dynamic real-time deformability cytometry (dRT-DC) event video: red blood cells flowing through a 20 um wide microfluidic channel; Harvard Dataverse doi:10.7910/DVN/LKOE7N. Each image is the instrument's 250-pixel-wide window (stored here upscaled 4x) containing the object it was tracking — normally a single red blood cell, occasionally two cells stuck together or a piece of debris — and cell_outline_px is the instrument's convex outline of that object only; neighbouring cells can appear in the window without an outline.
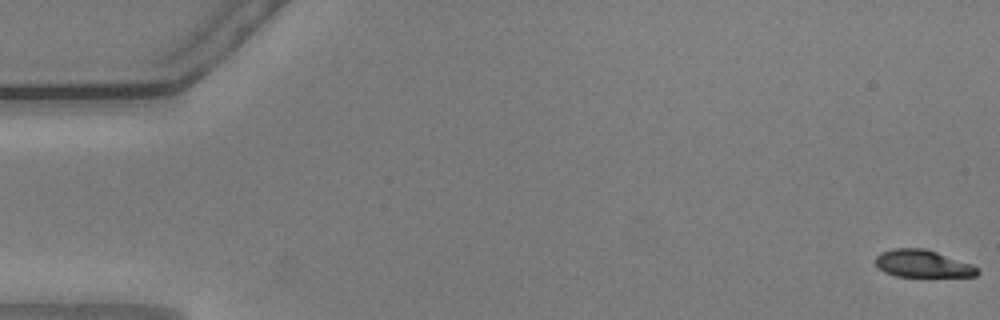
{"species": "common noctule bat (a hibernating species)", "species_latin": "Nyctalus noctula", "temperature_condition": "warm", "stored_images_in_passage": 57, "camera_frame_rate_fps": 3000, "um_per_image_px": 0.085, "animal": {"sex": "male", "body_mass_g": 20.5, "forearm_length_mm": 52.5}, "frame": {"image": 1, "passage_image": 1, "time_ms": 0.0, "image_size_px": [1000, 320], "cell_outline_px": [[980, 272], [976, 276], [896, 276], [884, 272], [876, 264], [876, 256], [880, 252], [892, 248], [924, 248], [972, 264], [980, 268]], "centroid_in_image_um": [78.43, 22.41], "position_along_channel_um": 6.6, "area_um2": 16.18}}
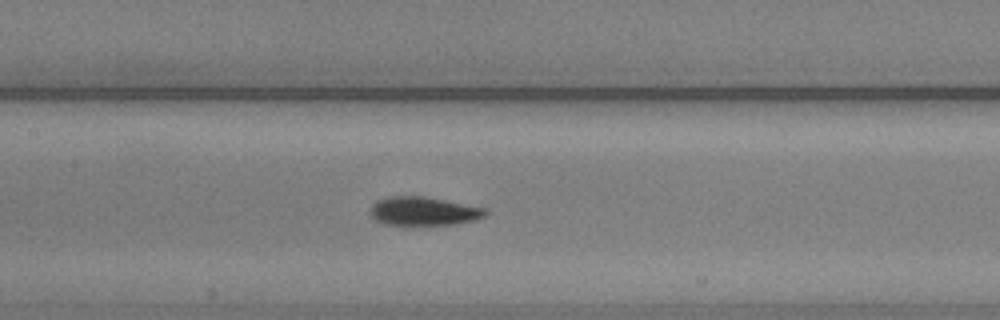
{"frame": {"image": 2, "passage_image": 27, "time_ms": 8.667, "image_size_px": [1000, 320], "cell_outline_px": [[488, 212], [484, 216], [472, 220], [456, 224], [408, 228], [404, 228], [380, 224], [368, 212], [372, 204], [376, 200], [388, 196], [424, 196], [488, 208]], "centroid_in_image_um": [35.93, 18.0], "position_along_channel_um": 171.5, "area_um2": 20.4}}
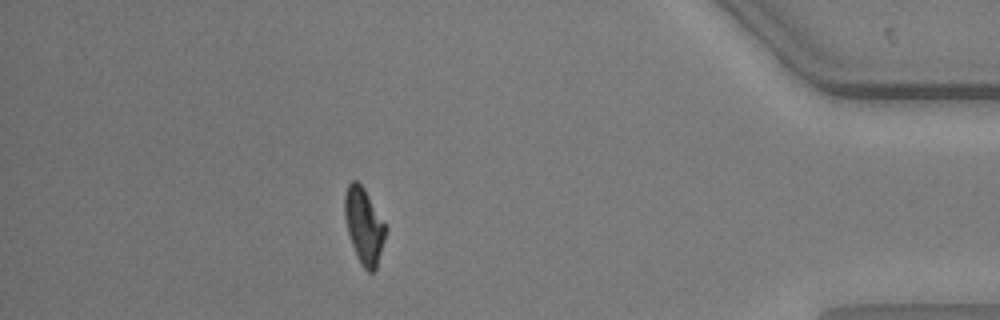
{"frame": {"image": 3, "passage_image": 50, "time_ms": 16.333, "image_size_px": [1000, 320], "cell_outline_px": [[388, 228], [376, 268], [372, 272], [368, 272], [360, 264], [356, 256], [348, 232], [344, 216], [344, 196], [348, 184], [352, 180], [356, 180], [364, 188]], "centroid_in_image_um": [30.94, 19.19], "position_along_channel_um": 404.3, "area_um2": 18.09}, "authors_computed_cell_mechanics": {"area_um2": 18.4382, "velocity_mm_per_s": 3.6245, "shape_relaxation_time_tau1_ms": 3.473, "shape_relaxation_time_tau2_ms": 1.4561, "deformation_change_tau1": 0.1726, "deformation_change_tau2": 0.0694}}